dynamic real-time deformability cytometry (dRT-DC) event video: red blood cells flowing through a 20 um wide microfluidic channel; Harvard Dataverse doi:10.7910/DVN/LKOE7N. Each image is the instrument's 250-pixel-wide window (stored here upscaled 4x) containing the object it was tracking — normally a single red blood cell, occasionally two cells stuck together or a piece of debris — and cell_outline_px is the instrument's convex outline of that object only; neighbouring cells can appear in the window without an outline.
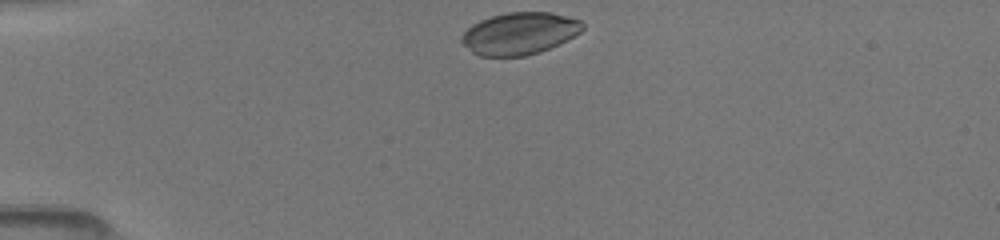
{"species": "common noctule bat (a hibernating species)", "species_latin": "Nyctalus noctula", "temperature_condition": "room temperature", "stored_images_in_passage": 6, "camera_frame_rate_fps": 3000, "um_per_image_px": 0.085, "animal": {"sex": "female", "body_mass_g": 19.5, "forearm_length_mm": 54.1}, "frame": {"image": 1, "passage_image": 1, "time_ms": 0.0, "image_size_px": [1000, 240], "cell_outline_px": [[584, 28], [580, 32], [540, 52], [524, 56], [480, 56], [472, 52], [460, 40], [460, 36], [472, 24], [480, 20], [492, 16], [508, 12], [552, 12], [568, 16], [580, 20], [584, 24]], "centroid_in_image_um": [44.14, 2.83], "position_along_channel_um": 40.9, "area_um2": 29.48}}
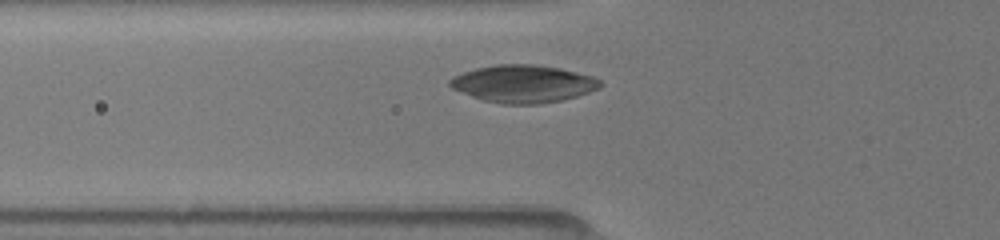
{"frame": {"image": 2, "passage_image": 4, "time_ms": 2.0, "image_size_px": [1000, 240], "cell_outline_px": [[604, 84], [600, 88], [576, 96], [560, 100], [540, 104], [500, 104], [484, 100], [472, 96], [452, 88], [448, 84], [448, 80], [452, 76], [476, 68], [496, 64], [536, 64], [560, 68], [592, 76], [600, 80]], "centroid_in_image_um": [44.47, 7.11], "position_along_channel_um": 81.3, "area_um2": 32.89}}
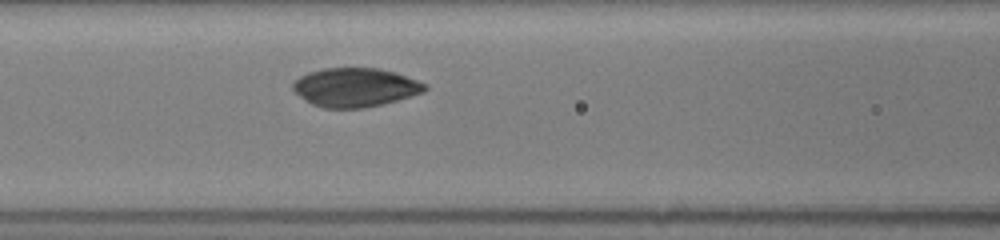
{"frame": {"image": 3, "passage_image": 6, "time_ms": 3.333, "image_size_px": [1000, 240], "cell_outline_px": [[428, 88], [424, 92], [384, 104], [364, 108], [324, 108], [312, 104], [300, 96], [292, 88], [292, 84], [300, 76], [308, 72], [324, 68], [380, 68], [396, 72], [428, 84]], "centroid_in_image_um": [30.22, 7.42], "position_along_channel_um": 136.4, "area_um2": 30.0}}